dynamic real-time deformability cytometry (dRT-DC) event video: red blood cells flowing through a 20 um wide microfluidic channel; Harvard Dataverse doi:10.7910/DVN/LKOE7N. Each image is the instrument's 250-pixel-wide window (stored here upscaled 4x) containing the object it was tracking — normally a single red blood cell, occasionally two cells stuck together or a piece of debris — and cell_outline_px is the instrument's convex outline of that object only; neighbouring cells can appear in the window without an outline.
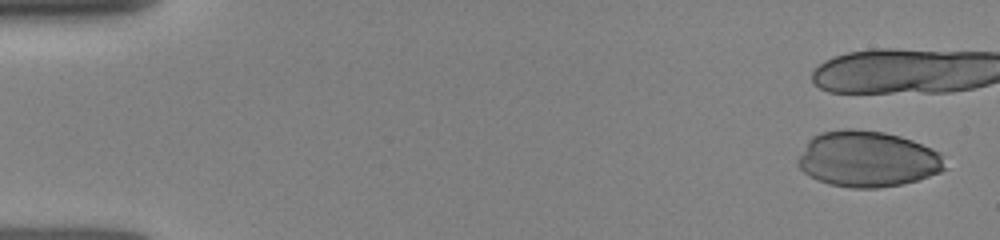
{"species": "human", "species_latin": "Homo sapiens", "temperature_condition": "room temperature", "stored_images_in_passage": 8, "camera_frame_rate_fps": 3000, "um_per_image_px": 0.085, "donor": {"sex": "female"}, "frame": {"image": 1, "passage_image": 1, "time_ms": 0.0, "image_size_px": [1000, 240], "cell_outline_px": [[948, 168], [940, 172], [916, 180], [900, 184], [876, 188], [852, 188], [828, 184], [816, 180], [804, 172], [796, 164], [796, 160], [808, 140], [812, 136], [820, 132], [844, 128], [848, 128], [884, 132], [900, 136], [912, 140], [932, 148], [940, 152]], "centroid_in_image_um": [73.72, 13.51], "position_along_channel_um": 11.3, "area_um2": 48.26}}